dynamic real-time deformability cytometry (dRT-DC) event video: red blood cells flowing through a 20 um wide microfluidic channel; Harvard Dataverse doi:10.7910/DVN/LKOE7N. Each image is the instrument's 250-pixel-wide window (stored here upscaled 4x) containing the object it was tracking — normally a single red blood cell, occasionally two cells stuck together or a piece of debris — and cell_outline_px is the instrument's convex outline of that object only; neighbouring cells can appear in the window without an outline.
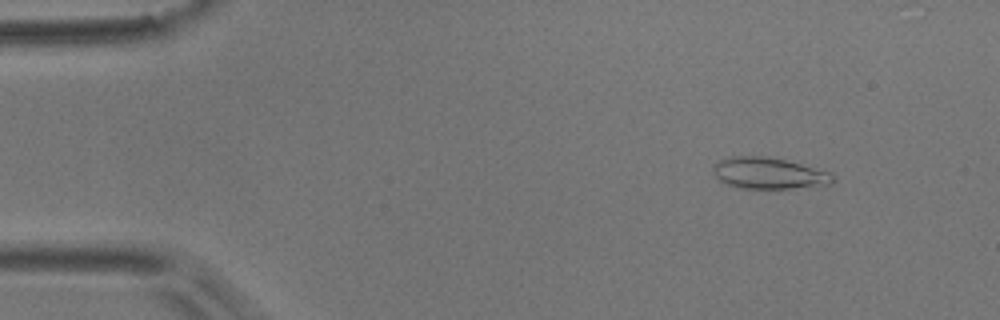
{"species": "common noctule bat (a hibernating species)", "species_latin": "Nyctalus noctula", "temperature_condition": "room temperature", "stored_images_in_passage": 53, "camera_frame_rate_fps": 3000, "um_per_image_px": 0.085, "animal": {"sex": "male", "body_mass_g": 17.9}, "frame": {"image": 1, "passage_image": 6, "time_ms": 1.667, "image_size_px": [1000, 320], "cell_outline_px": [[836, 176], [832, 184], [792, 188], [740, 188], [728, 184], [720, 180], [716, 176], [712, 168], [712, 164], [720, 160], [732, 156], [768, 156], [832, 172]], "centroid_in_image_um": [65.37, 14.72], "position_along_channel_um": 19.6, "area_um2": 21.85}}
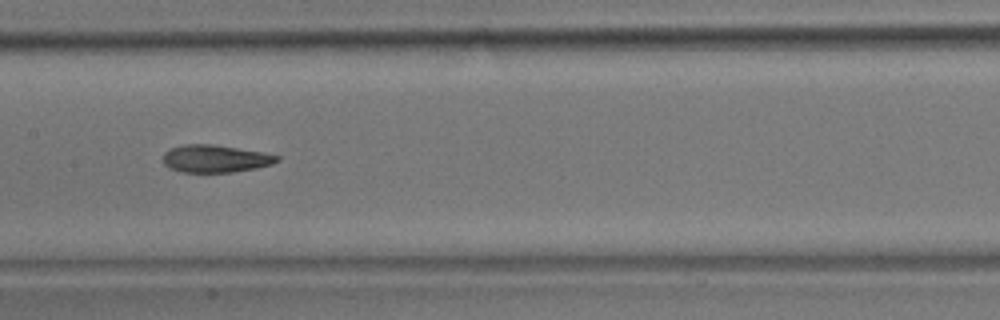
{"frame": {"image": 2, "passage_image": 26, "time_ms": 8.333, "image_size_px": [1000, 320], "cell_outline_px": [[280, 160], [272, 164], [256, 168], [232, 172], [180, 172], [168, 168], [164, 164], [164, 152], [172, 148], [184, 144], [212, 144], [260, 152], [280, 156]], "centroid_in_image_um": [18.28, 13.49], "position_along_channel_um": 189.1, "area_um2": 18.15}}
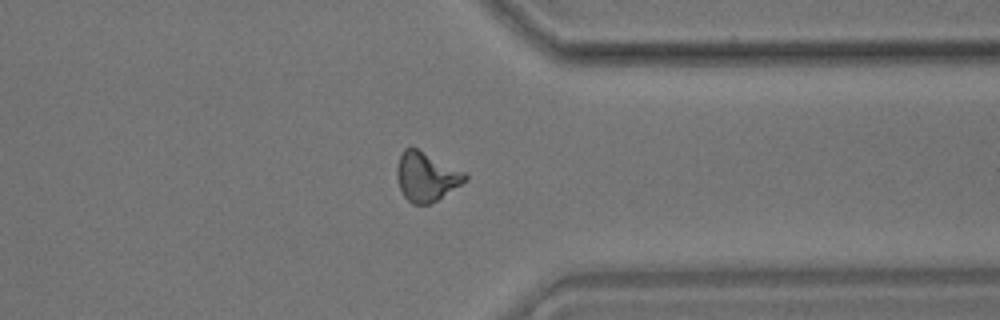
{"frame": {"image": 3, "passage_image": 41, "time_ms": 13.333, "image_size_px": [1000, 320], "cell_outline_px": [[468, 180], [436, 200], [428, 204], [412, 204], [404, 196], [400, 188], [396, 176], [396, 168], [400, 156], [404, 148], [416, 148], [464, 172], [468, 176]], "centroid_in_image_um": [36.21, 15.02], "position_along_channel_um": 375.2, "area_um2": 19.13}, "authors_computed_cell_mechanics": {"area_um2": 18.8428, "velocity_mm_per_s": 3.8106, "shape_relaxation_time_tau1_ms": 8.2635, "shape_relaxation_time_tau2_ms": 3.4818, "deformation_change_tau1": 0.2162, "deformation_change_tau2": 0.1343}}